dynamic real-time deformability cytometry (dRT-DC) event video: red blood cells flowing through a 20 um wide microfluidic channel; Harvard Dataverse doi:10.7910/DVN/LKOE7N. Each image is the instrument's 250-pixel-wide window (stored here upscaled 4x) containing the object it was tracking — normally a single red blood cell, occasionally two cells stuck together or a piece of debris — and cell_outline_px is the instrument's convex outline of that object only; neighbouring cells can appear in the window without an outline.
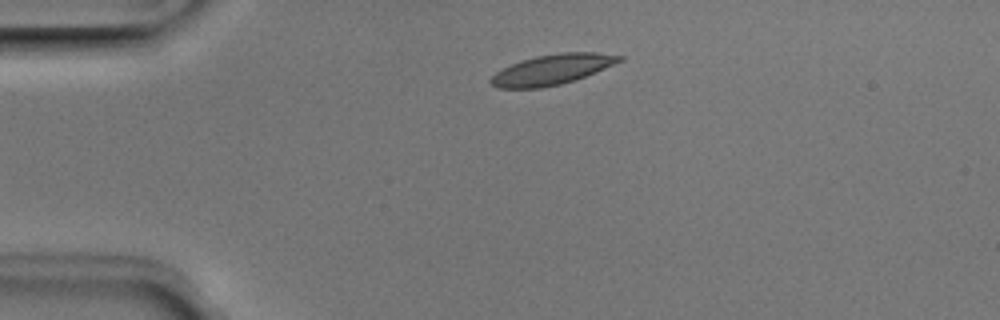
{"species": "Egyptian fruit bat (a non-hibernating species)", "species_latin": "Rousettus aegyptiacus", "temperature_condition": "room temperature", "stored_images_in_passage": 2, "camera_frame_rate_fps": 3000, "um_per_image_px": 0.085, "animal": {"sex": "male"}, "frame": {"image": 1, "passage_image": 1, "time_ms": 0.0, "image_size_px": [1000, 320], "cell_outline_px": [[624, 60], [596, 72], [576, 80], [560, 84], [540, 88], [496, 88], [488, 80], [496, 72], [512, 64], [536, 56], [560, 52], [596, 52], [624, 56]], "centroid_in_image_um": [46.96, 5.91], "position_along_channel_um": 38.0, "area_um2": 22.6}}